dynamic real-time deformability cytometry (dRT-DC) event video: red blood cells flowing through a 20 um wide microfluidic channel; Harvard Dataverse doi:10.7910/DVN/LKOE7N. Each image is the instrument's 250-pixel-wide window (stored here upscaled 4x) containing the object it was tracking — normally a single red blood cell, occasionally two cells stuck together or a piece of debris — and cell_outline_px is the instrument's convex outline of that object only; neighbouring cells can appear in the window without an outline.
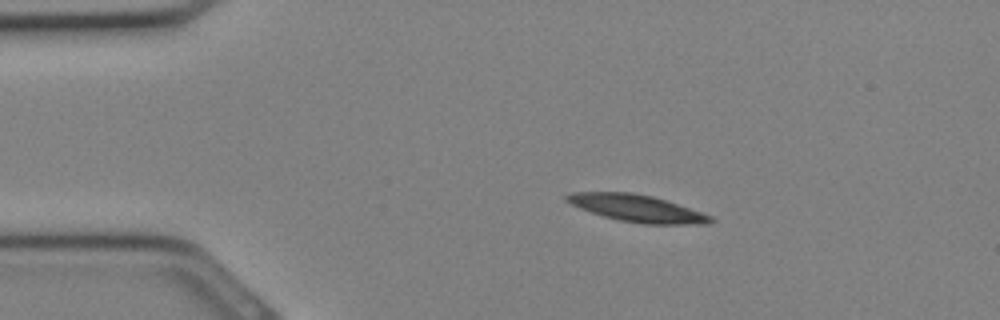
{"species": "Egyptian fruit bat (a non-hibernating species)", "species_latin": "Rousettus aegyptiacus", "temperature_condition": "cold", "stored_images_in_passage": 27, "camera_frame_rate_fps": 3000, "um_per_image_px": 0.085, "animal": {"sex": "female"}, "frame": {"image": 1, "passage_image": 1, "time_ms": 0.0, "image_size_px": [1000, 320], "cell_outline_px": [[716, 220], [708, 224], [644, 224], [620, 220], [604, 216], [580, 208], [564, 200], [564, 196], [572, 192], [632, 192], [652, 196], [712, 216]], "centroid_in_image_um": [54.13, 17.7], "position_along_channel_um": 30.9, "area_um2": 22.37}}
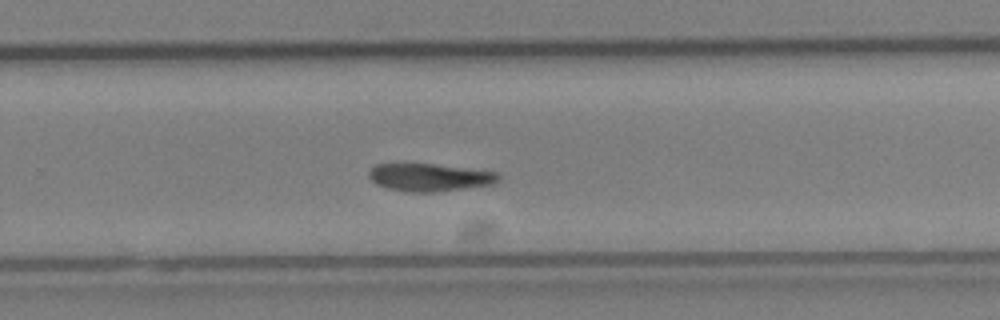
{"frame": {"image": 2, "passage_image": 16, "time_ms": 5.0, "image_size_px": [1000, 320], "cell_outline_px": [[500, 180], [492, 184], [436, 192], [408, 192], [388, 188], [376, 184], [368, 176], [368, 172], [376, 164], [404, 160], [500, 172]], "centroid_in_image_um": [36.46, 15.02], "position_along_channel_um": 293.3, "area_um2": 21.79}}
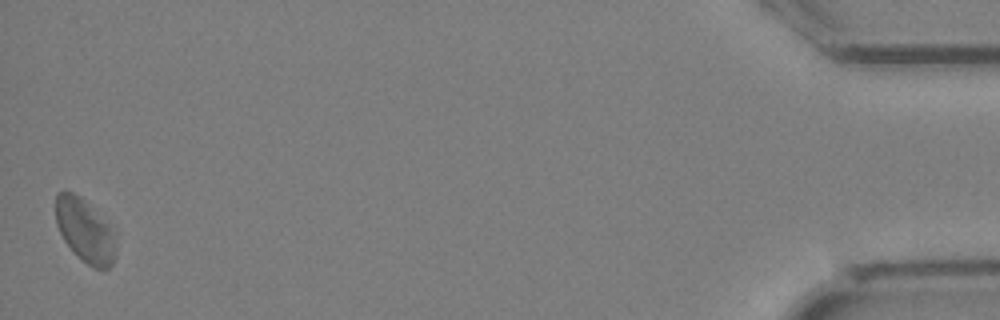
{"frame": {"image": 3, "passage_image": 27, "time_ms": 8.667, "image_size_px": [1000, 320], "cell_outline_px": [[116, 256], [112, 264], [108, 268], [92, 268], [64, 240], [56, 224], [56, 192], [64, 188], [80, 196], [112, 228], [116, 244]], "centroid_in_image_um": [7.22, 19.56], "position_along_channel_um": 428.0, "area_um2": 21.96}}